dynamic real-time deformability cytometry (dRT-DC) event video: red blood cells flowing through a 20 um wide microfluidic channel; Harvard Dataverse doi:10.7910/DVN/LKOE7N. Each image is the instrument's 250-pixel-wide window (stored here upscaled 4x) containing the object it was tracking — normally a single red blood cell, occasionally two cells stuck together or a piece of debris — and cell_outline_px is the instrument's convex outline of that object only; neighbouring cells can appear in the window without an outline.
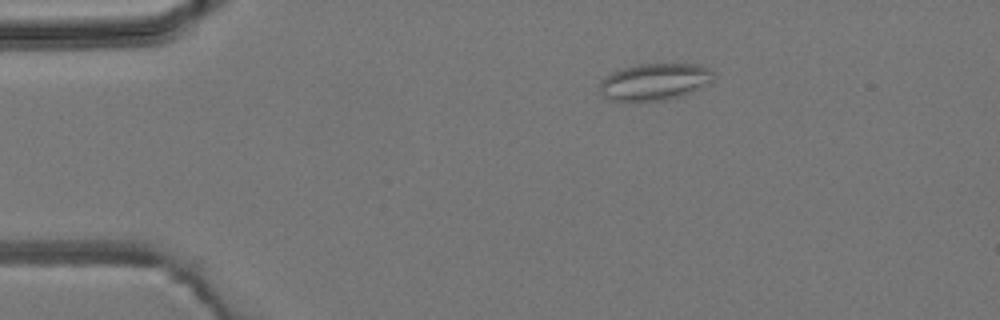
{"species": "common noctule bat (a hibernating species)", "species_latin": "Nyctalus noctula", "temperature_condition": "room temperature", "stored_images_in_passage": 5, "camera_frame_rate_fps": 3000, "um_per_image_px": 0.085, "animal": {"sex": "male", "body_mass_g": 19.2, "forearm_length_mm": 51.8}, "frame": {"image": 1, "passage_image": 5, "time_ms": 6.667, "image_size_px": [1000, 320], "cell_outline_px": [[716, 72], [712, 84], [692, 92], [680, 96], [664, 100], [608, 100], [600, 92], [600, 80], [604, 76], [612, 72], [636, 64], [696, 64], [712, 68]], "centroid_in_image_um": [55.71, 6.93], "position_along_channel_um": 29.3, "area_um2": 24.74}}